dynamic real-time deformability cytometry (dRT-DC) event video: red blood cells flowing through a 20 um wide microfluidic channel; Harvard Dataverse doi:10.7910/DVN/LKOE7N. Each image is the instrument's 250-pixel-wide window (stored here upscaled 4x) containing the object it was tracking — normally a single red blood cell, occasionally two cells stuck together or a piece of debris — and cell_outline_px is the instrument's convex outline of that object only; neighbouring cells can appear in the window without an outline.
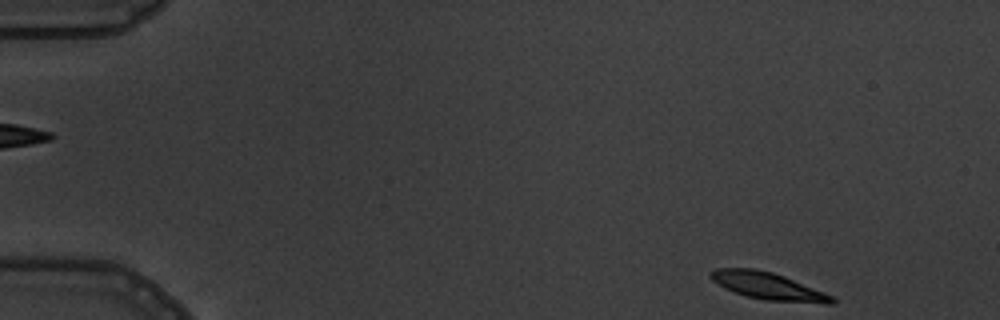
{"species": "common noctule bat (a hibernating species)", "species_latin": "Nyctalus noctula", "temperature_condition": "warm", "stored_images_in_passage": 2, "camera_frame_rate_fps": 3000, "um_per_image_px": 0.085, "animal": {"sex": "male", "body_mass_g": 19.5, "forearm_length_mm": 54.6}, "frame": {"image": 1, "passage_image": 2, "time_ms": 1.333, "image_size_px": [1000, 320], "cell_outline_px": [[836, 304], [824, 304], [764, 300], [748, 296], [724, 288], [712, 280], [708, 276], [708, 272], [716, 268], [756, 268], [772, 272], [784, 276], [836, 296]], "centroid_in_image_um": [65.34, 24.32], "position_along_channel_um": 19.7, "area_um2": 19.54}}